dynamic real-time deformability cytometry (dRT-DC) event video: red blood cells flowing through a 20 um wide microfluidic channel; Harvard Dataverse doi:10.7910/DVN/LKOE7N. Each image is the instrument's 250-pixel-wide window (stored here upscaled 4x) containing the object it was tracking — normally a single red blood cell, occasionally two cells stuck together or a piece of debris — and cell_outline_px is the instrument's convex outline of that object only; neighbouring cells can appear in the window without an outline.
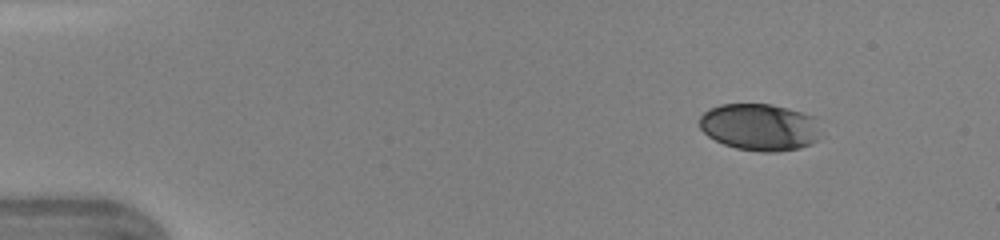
{"species": "human", "species_latin": "Homo sapiens", "temperature_condition": "warm", "stored_images_in_passage": 42, "camera_frame_rate_fps": 3000, "um_per_image_px": 0.085, "donor": {"sex": "female"}, "frame": {"image": 1, "passage_image": 1, "time_ms": 0.0, "image_size_px": [1000, 240], "cell_outline_px": [[816, 140], [800, 148], [776, 152], [760, 152], [736, 148], [724, 144], [708, 136], [700, 128], [700, 116], [708, 108], [720, 104], [772, 104], [816, 116]], "centroid_in_image_um": [64.52, 10.79], "position_along_channel_um": 20.5, "area_um2": 33.0}}
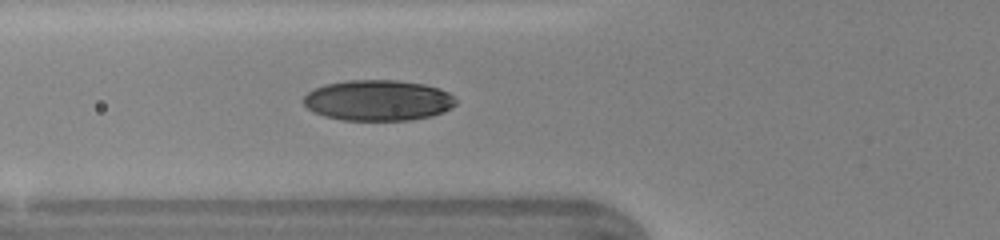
{"frame": {"image": 2, "passage_image": 13, "time_ms": 4.0, "image_size_px": [1000, 240], "cell_outline_px": [[456, 104], [452, 108], [444, 112], [432, 116], [412, 120], [344, 120], [324, 116], [312, 112], [304, 104], [304, 96], [308, 92], [324, 84], [348, 80], [396, 80], [424, 84], [440, 88], [448, 92], [456, 100]], "centroid_in_image_um": [32.15, 8.53], "position_along_channel_um": 93.6, "area_um2": 36.36}}
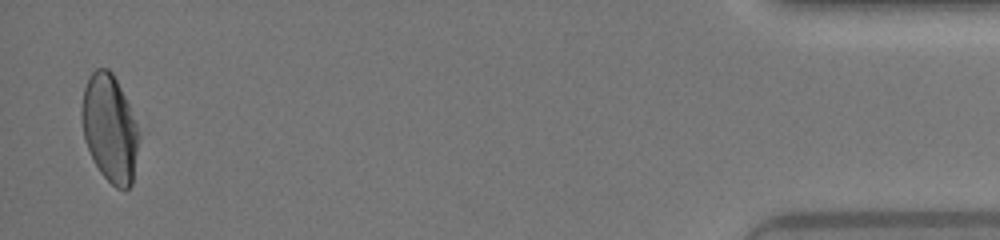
{"frame": {"image": 3, "passage_image": 41, "time_ms": 13.333, "image_size_px": [1000, 240], "cell_outline_px": [[140, 136], [132, 184], [128, 188], [116, 188], [100, 172], [84, 140], [80, 116], [80, 112], [84, 88], [92, 72], [96, 68], [108, 68], [112, 72], [128, 104], [136, 124]], "centroid_in_image_um": [9.31, 10.91], "position_along_channel_um": 425.9, "area_um2": 35.49}, "authors_computed_cell_mechanics": {"area_um2": 35.6915, "velocity_mm_per_s": 4.3733, "shape_relaxation_time_tau1_ms": 5.1344, "shape_relaxation_time_tau2_ms": 1.3623, "deformation_change_tau1": 0.179, "deformation_change_tau2": 0.0486}}